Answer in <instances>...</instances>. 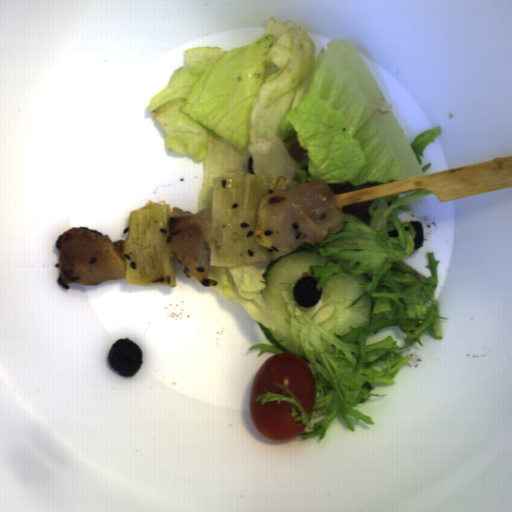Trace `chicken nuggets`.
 Here are the masks:
<instances>
[{
  "label": "chicken nuggets",
  "instance_id": "chicken-nuggets-2",
  "mask_svg": "<svg viewBox=\"0 0 512 512\" xmlns=\"http://www.w3.org/2000/svg\"><path fill=\"white\" fill-rule=\"evenodd\" d=\"M59 252L58 283L97 286L126 279L125 262L107 234L73 226L56 241Z\"/></svg>",
  "mask_w": 512,
  "mask_h": 512
},
{
  "label": "chicken nuggets",
  "instance_id": "chicken-nuggets-1",
  "mask_svg": "<svg viewBox=\"0 0 512 512\" xmlns=\"http://www.w3.org/2000/svg\"><path fill=\"white\" fill-rule=\"evenodd\" d=\"M344 212L336 207V195L328 182L294 184L264 197L259 203L255 241L272 249L274 261L304 243L323 244L339 233Z\"/></svg>",
  "mask_w": 512,
  "mask_h": 512
},
{
  "label": "chicken nuggets",
  "instance_id": "chicken-nuggets-3",
  "mask_svg": "<svg viewBox=\"0 0 512 512\" xmlns=\"http://www.w3.org/2000/svg\"><path fill=\"white\" fill-rule=\"evenodd\" d=\"M213 206L197 213L174 206L169 220L166 244L176 260L186 268L185 276L195 278L202 286L215 287L218 282L208 278L211 266Z\"/></svg>",
  "mask_w": 512,
  "mask_h": 512
}]
</instances>
